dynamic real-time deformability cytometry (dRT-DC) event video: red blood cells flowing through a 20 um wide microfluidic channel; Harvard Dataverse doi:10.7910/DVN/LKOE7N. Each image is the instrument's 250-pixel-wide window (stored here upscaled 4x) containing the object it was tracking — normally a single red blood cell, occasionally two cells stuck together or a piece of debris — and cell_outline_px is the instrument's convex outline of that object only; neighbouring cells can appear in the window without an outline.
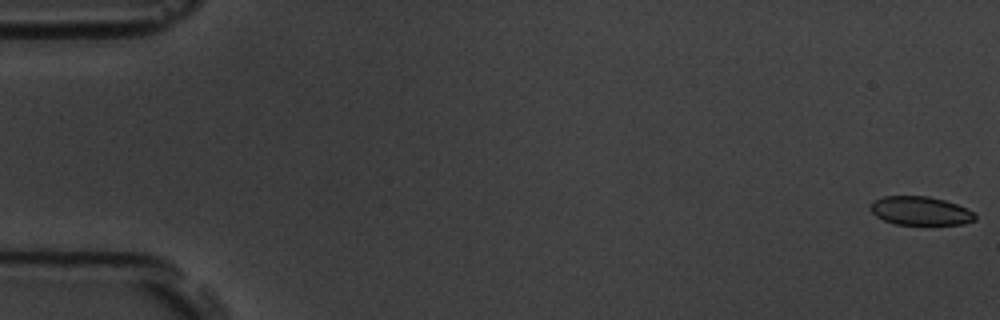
{"species": "common noctule bat (a hibernating species)", "species_latin": "Nyctalus noctula", "temperature_condition": "room temperature", "stored_images_in_passage": 6, "camera_frame_rate_fps": 3000, "um_per_image_px": 0.085, "animal": {"sex": "male", "body_mass_g": 19.5, "forearm_length_mm": 54.6}, "frame": {"image": 1, "passage_image": 1, "time_ms": 0.0, "image_size_px": [1000, 320], "cell_outline_px": [[976, 220], [964, 224], [896, 224], [884, 220], [876, 216], [868, 208], [872, 200], [884, 196], [928, 196], [944, 200], [956, 204], [972, 212], [976, 216]], "centroid_in_image_um": [78.18, 17.91], "position_along_channel_um": 6.8, "area_um2": 17.4}}
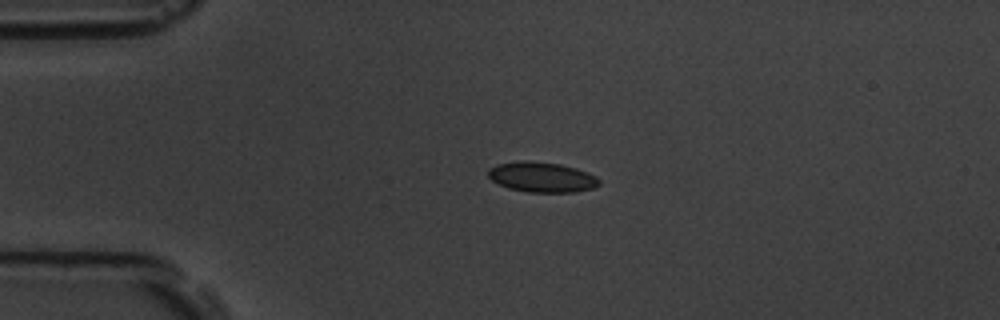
{"frame": {"image": 2, "passage_image": 5, "time_ms": 4.333, "image_size_px": [1000, 320], "cell_outline_px": [[600, 184], [592, 188], [576, 192], [528, 192], [508, 188], [492, 180], [488, 176], [488, 168], [496, 164], [520, 160], [528, 160], [560, 164], [576, 168], [588, 172], [596, 176], [600, 180]], "centroid_in_image_um": [46.05, 15.04], "position_along_channel_um": 38.9, "area_um2": 19.65}}